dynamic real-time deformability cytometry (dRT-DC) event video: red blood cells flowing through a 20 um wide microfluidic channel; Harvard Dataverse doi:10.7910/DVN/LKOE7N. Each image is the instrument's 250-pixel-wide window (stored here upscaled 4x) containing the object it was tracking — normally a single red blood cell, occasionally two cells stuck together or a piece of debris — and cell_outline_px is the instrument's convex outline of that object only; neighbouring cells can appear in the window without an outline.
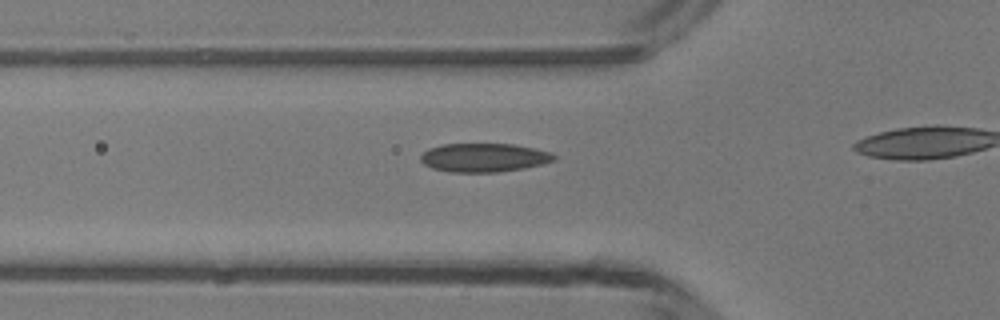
{"species": "common noctule bat (a hibernating species)", "species_latin": "Nyctalus noctula", "temperature_condition": "room temperature", "stored_images_in_passage": 13, "camera_frame_rate_fps": 3000, "um_per_image_px": 0.085, "animal": {"sex": "male", "body_mass_g": 13.3}, "frame": {"image": 1, "passage_image": 6, "time_ms": 1.667, "image_size_px": [1000, 320], "cell_outline_px": [[556, 160], [524, 168], [500, 172], [448, 172], [432, 168], [424, 164], [420, 160], [420, 156], [428, 148], [440, 144], [516, 144], [552, 152], [556, 156]], "centroid_in_image_um": [41.13, 13.39], "position_along_channel_um": 84.7, "area_um2": 22.48}}
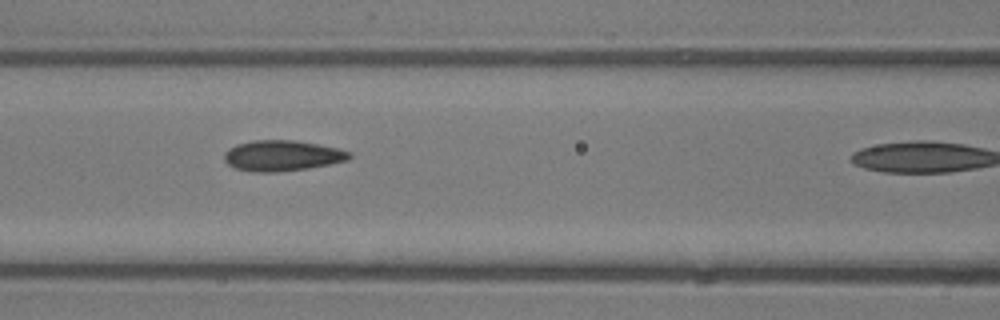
{"frame": {"image": 2, "passage_image": 10, "time_ms": 3.0, "image_size_px": [1000, 320], "cell_outline_px": [[352, 156], [348, 160], [308, 168], [276, 172], [252, 172], [236, 168], [228, 164], [224, 160], [224, 152], [228, 148], [236, 144], [252, 140], [296, 140], [336, 148], [352, 152]], "centroid_in_image_um": [23.95, 13.22], "position_along_channel_um": 142.6, "area_um2": 22.37}}